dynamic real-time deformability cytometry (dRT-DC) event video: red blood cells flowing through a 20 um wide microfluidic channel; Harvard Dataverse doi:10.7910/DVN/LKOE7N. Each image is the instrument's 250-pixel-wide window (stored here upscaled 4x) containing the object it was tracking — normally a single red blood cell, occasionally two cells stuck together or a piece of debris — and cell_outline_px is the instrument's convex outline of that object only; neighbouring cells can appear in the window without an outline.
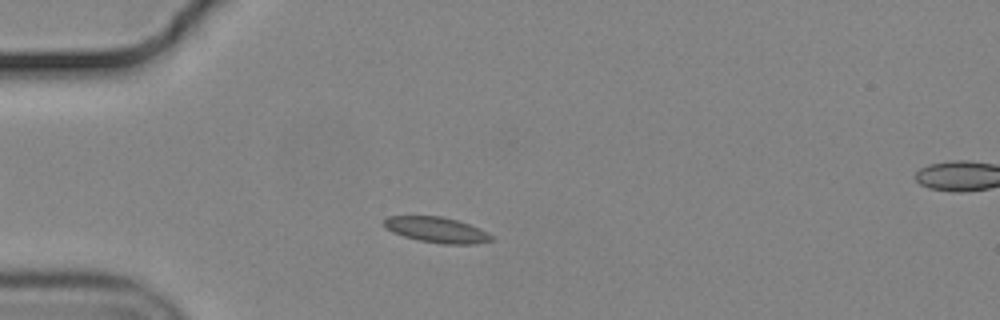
{"species": "common noctule bat (a hibernating species)", "species_latin": "Nyctalus noctula", "temperature_condition": "cold", "stored_images_in_passage": 43, "camera_frame_rate_fps": 3000, "um_per_image_px": 0.085, "animal": {"sex": "male", "body_mass_g": 19.2, "forearm_length_mm": 51.8}, "frame": {"image": 1, "passage_image": 11, "time_ms": 3.333, "image_size_px": [1000, 320], "cell_outline_px": [[492, 240], [476, 244], [440, 244], [420, 240], [404, 236], [392, 232], [384, 224], [384, 220], [388, 216], [440, 216], [456, 220], [468, 224], [492, 236]], "centroid_in_image_um": [37.09, 19.54], "position_along_channel_um": 47.9, "area_um2": 15.61}}
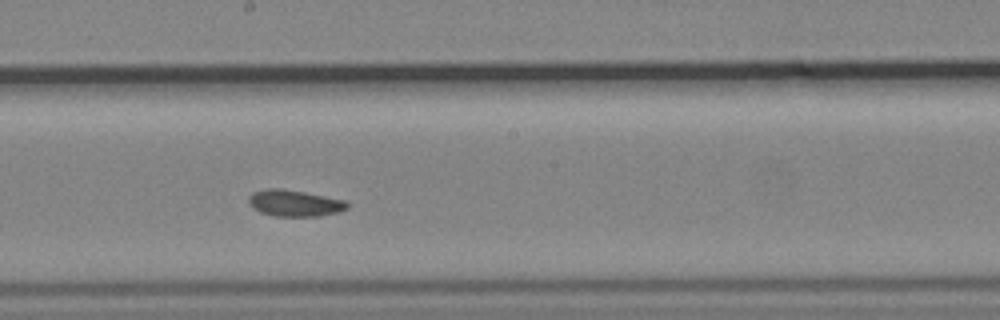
{"frame": {"image": 2, "passage_image": 27, "time_ms": 8.667, "image_size_px": [1000, 320], "cell_outline_px": [[352, 204], [348, 208], [336, 212], [320, 216], [276, 216], [260, 212], [252, 208], [248, 200], [248, 196], [252, 192], [264, 188], [280, 188], [304, 192], [344, 200]], "centroid_in_image_um": [25.01, 17.26], "position_along_channel_um": 223.2, "area_um2": 15.26}}
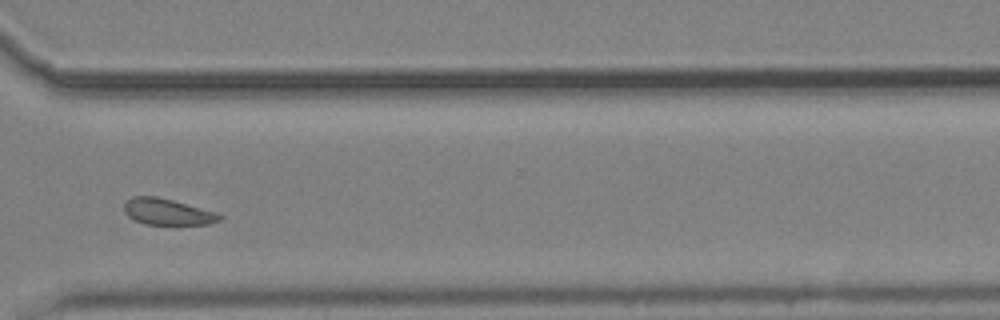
{"frame": {"image": 3, "passage_image": 38, "time_ms": 12.333, "image_size_px": [1000, 320], "cell_outline_px": [[224, 216], [220, 220], [208, 224], [144, 224], [128, 216], [124, 212], [124, 204], [132, 196], [156, 196], [172, 200], [216, 212]], "centroid_in_image_um": [14.23, 18.0], "position_along_channel_um": 356.4, "area_um2": 14.45}}